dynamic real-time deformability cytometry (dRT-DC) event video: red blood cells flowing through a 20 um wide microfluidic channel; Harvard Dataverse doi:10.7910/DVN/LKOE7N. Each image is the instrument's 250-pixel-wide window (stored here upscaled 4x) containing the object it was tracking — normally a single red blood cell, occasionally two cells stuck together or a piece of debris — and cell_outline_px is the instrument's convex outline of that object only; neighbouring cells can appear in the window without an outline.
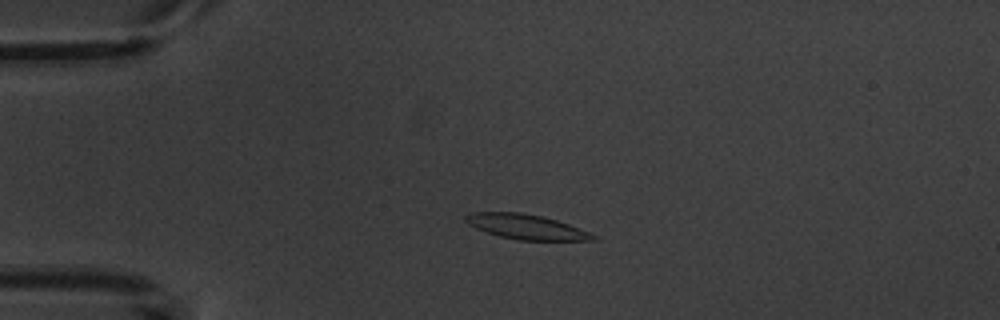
{"species": "common noctule bat (a hibernating species)", "species_latin": "Nyctalus noctula", "temperature_condition": "warm", "stored_images_in_passage": 6, "camera_frame_rate_fps": 3000, "um_per_image_px": 0.085, "animal": {"sex": "male", "body_mass_g": 20.1, "forearm_length_mm": 53.5}, "frame": {"image": 1, "passage_image": 4, "time_ms": 3.333, "image_size_px": [1000, 320], "cell_outline_px": [[596, 240], [520, 240], [500, 236], [476, 228], [468, 224], [464, 220], [464, 216], [468, 212], [520, 212], [540, 216], [556, 220], [568, 224], [588, 232], [596, 236]], "centroid_in_image_um": [44.67, 19.26], "position_along_channel_um": 40.3, "area_um2": 18.21}}
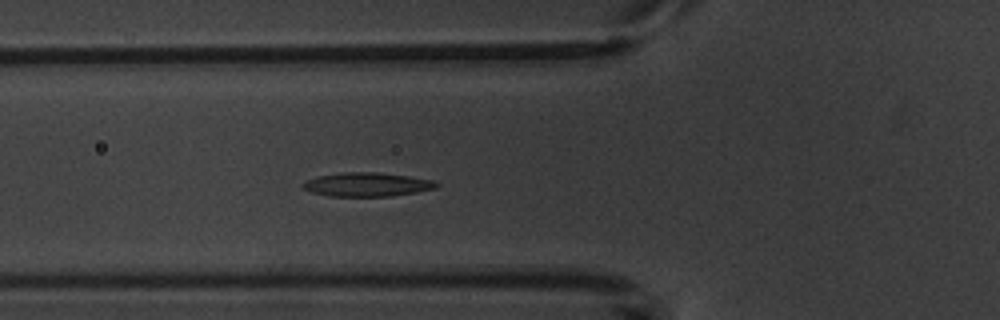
{"frame": {"image": 2, "passage_image": 6, "time_ms": 5.667, "image_size_px": [1000, 320], "cell_outline_px": [[440, 184], [436, 188], [416, 192], [392, 196], [328, 196], [312, 192], [304, 188], [300, 184], [304, 180], [316, 176], [340, 172], [376, 172], [408, 176], [432, 180]], "centroid_in_image_um": [31.15, 15.67], "position_along_channel_um": 94.7, "area_um2": 18.67}}